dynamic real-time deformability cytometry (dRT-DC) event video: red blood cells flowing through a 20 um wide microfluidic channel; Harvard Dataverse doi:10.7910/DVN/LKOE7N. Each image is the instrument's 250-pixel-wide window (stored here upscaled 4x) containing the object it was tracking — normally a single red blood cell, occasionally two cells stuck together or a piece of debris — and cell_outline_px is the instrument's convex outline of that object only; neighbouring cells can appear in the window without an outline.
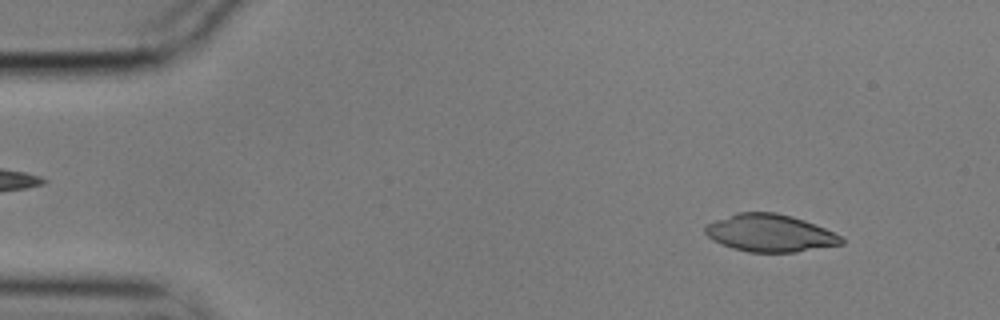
{"species": "common noctule bat (a hibernating species)", "species_latin": "Nyctalus noctula", "temperature_condition": "cold", "stored_images_in_passage": 55, "camera_frame_rate_fps": 3000, "um_per_image_px": 0.085, "animal": {"sex": "male", "body_mass_g": 17.9}, "frame": {"image": 1, "passage_image": 5, "time_ms": 1.333, "image_size_px": [1000, 320], "cell_outline_px": [[844, 244], [796, 252], [748, 252], [732, 248], [712, 240], [704, 232], [704, 228], [708, 224], [716, 220], [736, 212], [776, 212], [792, 216], [804, 220], [824, 228], [840, 236], [844, 240]], "centroid_in_image_um": [65.44, 19.81], "position_along_channel_um": 19.6, "area_um2": 29.65}}